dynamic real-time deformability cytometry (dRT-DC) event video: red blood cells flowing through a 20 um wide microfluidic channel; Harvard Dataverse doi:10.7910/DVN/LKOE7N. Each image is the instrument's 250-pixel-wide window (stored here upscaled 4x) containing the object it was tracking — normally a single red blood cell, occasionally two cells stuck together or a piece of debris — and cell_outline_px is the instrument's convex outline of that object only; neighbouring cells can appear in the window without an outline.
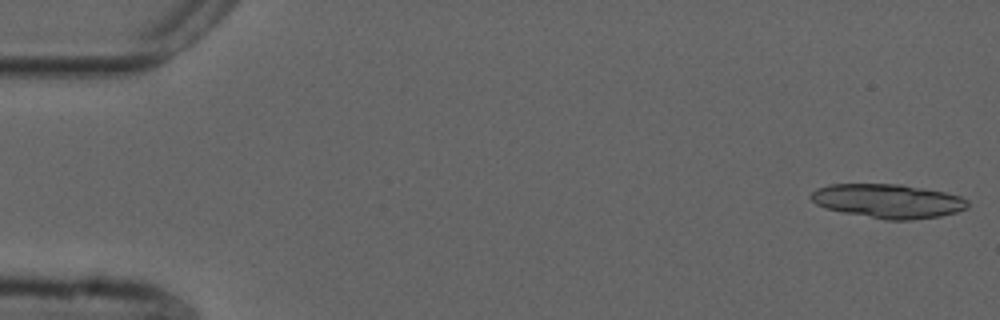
{"species": "common noctule bat (a hibernating species)", "species_latin": "Nyctalus noctula", "temperature_condition": "cold", "stored_images_in_passage": 53, "segment_of_instrument_passage": [1, 2], "camera_frame_rate_fps": 3000, "um_per_image_px": 0.085, "animal": {"sex": "male", "forearm_length_mm": 52.5}, "frame": {"image": 1, "passage_image": 1, "time_ms": 0.0, "image_size_px": [1000, 320], "cell_outline_px": [[968, 208], [956, 212], [940, 216], [912, 220], [888, 220], [844, 212], [824, 208], [816, 204], [808, 196], [816, 188], [828, 184], [900, 184], [924, 188], [944, 192], [960, 196], [968, 200]], "centroid_in_image_um": [75.47, 17.08], "position_along_channel_um": 9.5, "area_um2": 31.15}}